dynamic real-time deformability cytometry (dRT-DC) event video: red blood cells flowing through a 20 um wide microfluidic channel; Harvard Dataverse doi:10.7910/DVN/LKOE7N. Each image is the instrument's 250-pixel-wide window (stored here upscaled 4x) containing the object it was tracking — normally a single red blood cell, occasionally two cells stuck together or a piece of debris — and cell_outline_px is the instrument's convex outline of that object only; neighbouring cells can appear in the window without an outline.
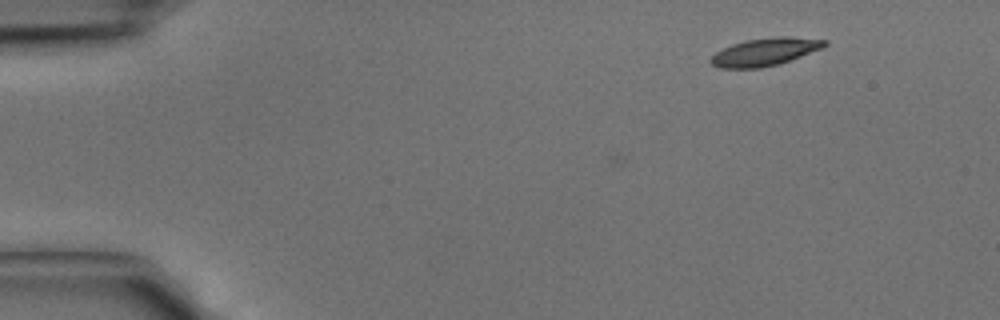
{"species": "common noctule bat (a hibernating species)", "species_latin": "Nyctalus noctula", "temperature_condition": "cold", "stored_images_in_passage": 4, "camera_frame_rate_fps": 3000, "um_per_image_px": 0.085, "animal": {"sex": "male", "body_mass_g": 15.6}, "frame": {"image": 1, "passage_image": 1, "time_ms": 0.0, "image_size_px": [1000, 320], "cell_outline_px": [[828, 44], [820, 48], [780, 64], [760, 68], [720, 68], [712, 64], [708, 60], [716, 52], [732, 44], [744, 40], [776, 36], [784, 36], [828, 40]], "centroid_in_image_um": [64.99, 4.41], "position_along_channel_um": 20.0, "area_um2": 18.26}}